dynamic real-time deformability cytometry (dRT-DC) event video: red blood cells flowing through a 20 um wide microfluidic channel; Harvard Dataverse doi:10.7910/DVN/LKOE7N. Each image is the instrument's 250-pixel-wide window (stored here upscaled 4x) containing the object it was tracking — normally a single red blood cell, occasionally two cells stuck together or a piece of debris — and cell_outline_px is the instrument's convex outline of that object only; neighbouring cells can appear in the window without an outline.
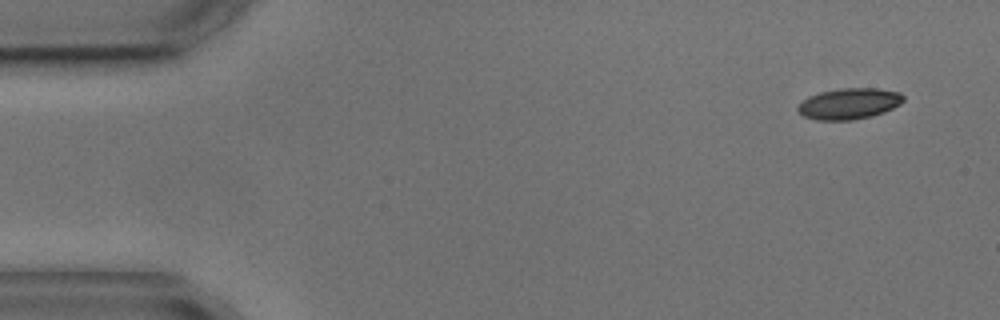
{"species": "common noctule bat (a hibernating species)", "species_latin": "Nyctalus noctula", "temperature_condition": "cold", "stored_images_in_passage": 4, "camera_frame_rate_fps": 3000, "um_per_image_px": 0.085, "animal": {"sex": "male", "body_mass_g": 17.9, "forearm_length_mm": 54.2}, "frame": {"image": 1, "passage_image": 1, "time_ms": 0.0, "image_size_px": [1000, 320], "cell_outline_px": [[904, 100], [900, 104], [884, 112], [872, 116], [852, 120], [816, 120], [804, 116], [796, 108], [808, 96], [820, 92], [840, 88], [876, 88], [900, 92], [904, 96]], "centroid_in_image_um": [72.19, 8.81], "position_along_channel_um": 12.8, "area_um2": 19.07}}
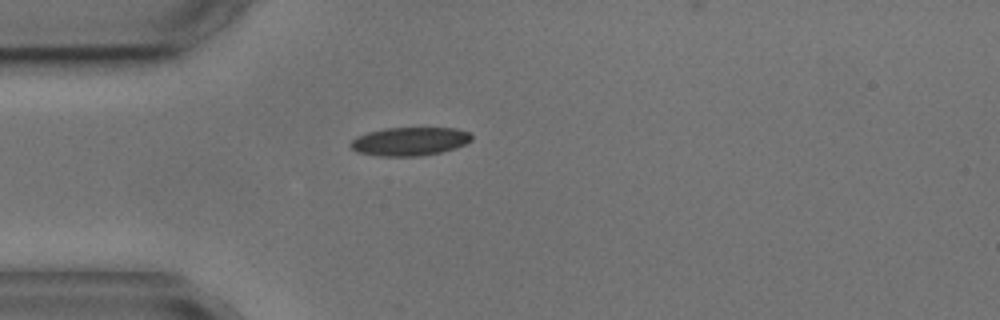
{"frame": {"image": 2, "passage_image": 4, "time_ms": 3.667, "image_size_px": [1000, 320], "cell_outline_px": [[472, 140], [456, 148], [440, 152], [420, 156], [380, 156], [356, 152], [348, 144], [356, 136], [368, 132], [384, 128], [456, 128], [468, 132], [472, 136]], "centroid_in_image_um": [34.8, 12.02], "position_along_channel_um": 50.2, "area_um2": 20.11}}